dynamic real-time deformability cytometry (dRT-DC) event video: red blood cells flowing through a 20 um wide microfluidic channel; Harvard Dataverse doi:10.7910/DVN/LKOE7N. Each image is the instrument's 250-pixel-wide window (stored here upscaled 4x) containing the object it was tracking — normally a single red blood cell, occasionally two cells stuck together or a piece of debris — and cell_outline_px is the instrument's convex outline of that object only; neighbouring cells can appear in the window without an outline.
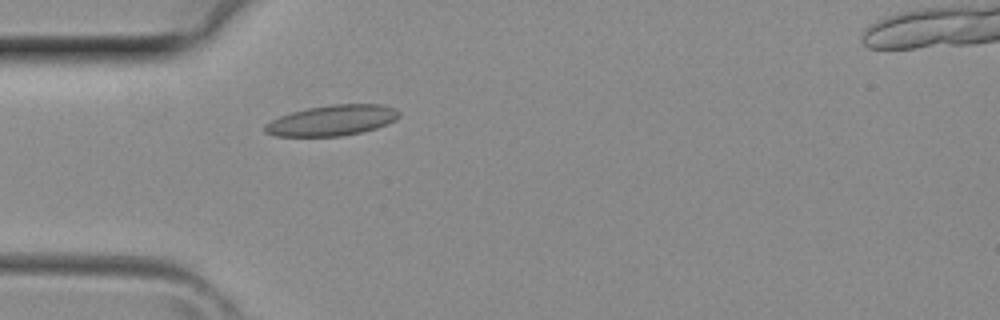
{"species": "common noctule bat (a hibernating species)", "species_latin": "Nyctalus noctula", "temperature_condition": "room temperature", "stored_images_in_passage": 30, "camera_frame_rate_fps": 3000, "um_per_image_px": 0.085, "animal": {"sex": "female", "body_mass_g": 29.2, "forearm_length_mm": 56.3}, "frame": {"image": 1, "passage_image": 2, "time_ms": 0.333, "image_size_px": [1000, 320], "cell_outline_px": [[400, 116], [396, 120], [388, 124], [376, 128], [360, 132], [340, 136], [276, 136], [264, 132], [264, 124], [280, 116], [292, 112], [308, 108], [332, 104], [384, 104], [396, 108], [400, 112]], "centroid_in_image_um": [28.26, 10.22], "position_along_channel_um": 56.7, "area_um2": 23.99}}
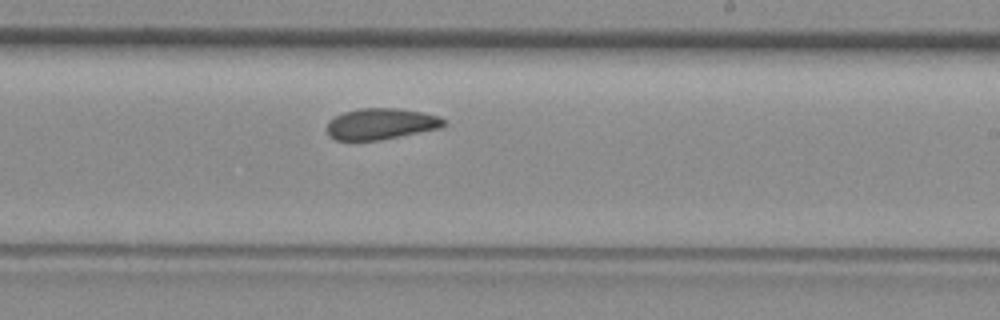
{"frame": {"image": 2, "passage_image": 14, "time_ms": 4.333, "image_size_px": [1000, 320], "cell_outline_px": [[448, 124], [440, 128], [380, 140], [336, 140], [328, 136], [328, 120], [344, 112], [360, 108], [400, 108], [424, 112], [440, 116]], "centroid_in_image_um": [32.41, 10.52], "position_along_channel_um": 256.6, "area_um2": 21.33}}
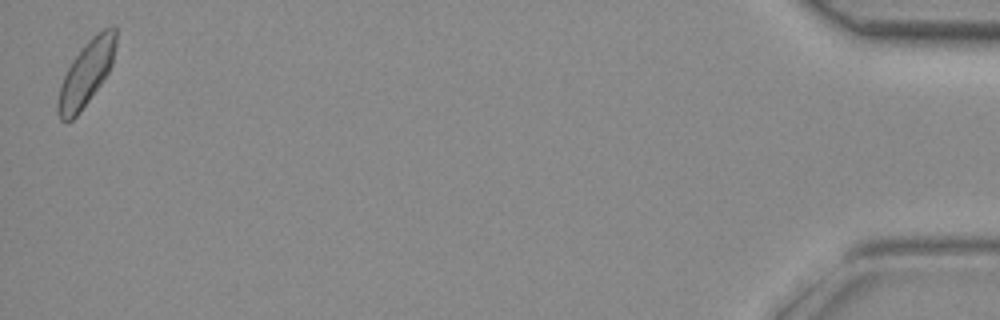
{"frame": {"image": 3, "passage_image": 30, "time_ms": 9.667, "image_size_px": [1000, 320], "cell_outline_px": [[116, 44], [112, 64], [108, 72], [100, 84], [80, 112], [72, 120], [60, 120], [56, 112], [56, 104], [60, 84], [72, 60], [88, 40], [92, 36], [104, 28], [116, 28]], "centroid_in_image_um": [7.3, 6.26], "position_along_channel_um": 427.9, "area_um2": 21.62}}